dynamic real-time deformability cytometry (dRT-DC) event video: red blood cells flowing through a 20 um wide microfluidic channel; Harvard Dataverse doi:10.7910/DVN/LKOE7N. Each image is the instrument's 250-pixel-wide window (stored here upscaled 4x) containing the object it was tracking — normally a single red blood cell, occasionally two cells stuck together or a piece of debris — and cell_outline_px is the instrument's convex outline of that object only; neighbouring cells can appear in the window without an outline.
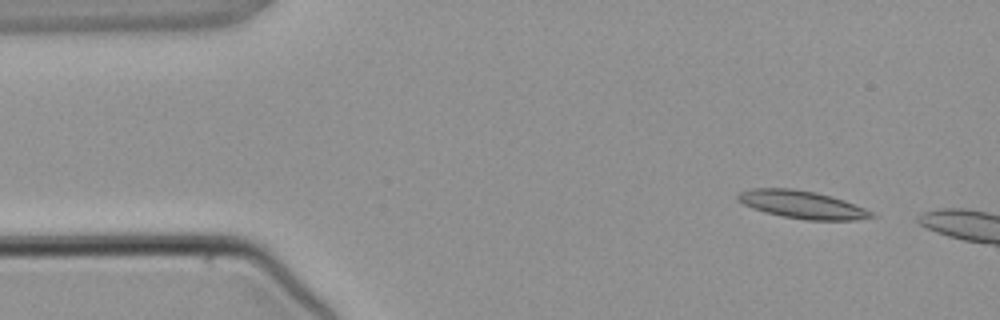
{"species": "common noctule bat (a hibernating species)", "species_latin": "Nyctalus noctula", "temperature_condition": "warm", "stored_images_in_passage": 2, "camera_frame_rate_fps": 3000, "um_per_image_px": 0.085, "animal": {"sex": "male", "body_mass_g": 21.5, "forearm_length_mm": 52.0}, "frame": {"image": 1, "passage_image": 1, "time_ms": 0.0, "image_size_px": [1000, 320], "cell_outline_px": [[880, 216], [856, 220], [804, 220], [764, 212], [752, 208], [736, 200], [736, 196], [740, 192], [752, 188], [792, 188], [816, 192], [832, 196], [844, 200], [864, 208]], "centroid_in_image_um": [68.19, 17.39], "position_along_channel_um": 16.8, "area_um2": 21.73}}